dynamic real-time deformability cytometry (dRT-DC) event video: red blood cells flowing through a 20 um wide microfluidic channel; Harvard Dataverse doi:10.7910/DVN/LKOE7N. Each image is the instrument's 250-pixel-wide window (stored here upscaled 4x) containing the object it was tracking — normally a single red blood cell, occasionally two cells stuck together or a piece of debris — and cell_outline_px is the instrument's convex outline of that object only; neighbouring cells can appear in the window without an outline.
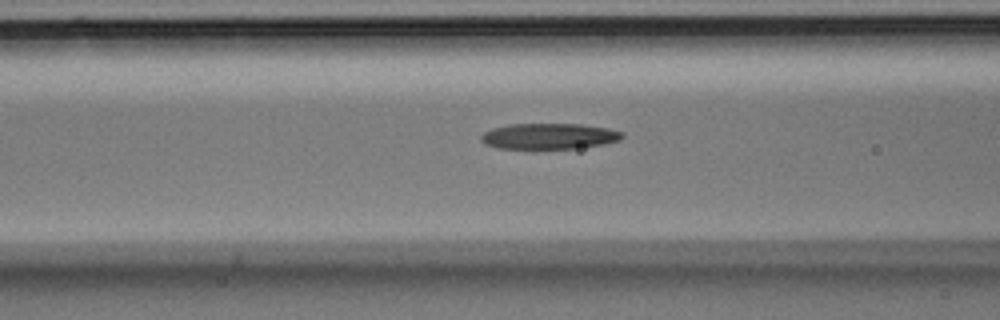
{"species": "Egyptian fruit bat (a non-hibernating species)", "species_latin": "Rousettus aegyptiacus", "temperature_condition": "room temperature", "stored_images_in_passage": 4, "camera_frame_rate_fps": 3000, "um_per_image_px": 0.085, "animal": {"sex": "male"}, "frame": {"image": 1, "passage_image": 4, "time_ms": 1.0, "image_size_px": [1000, 320], "cell_outline_px": [[624, 136], [620, 140], [604, 144], [576, 148], [496, 148], [484, 144], [480, 140], [480, 136], [484, 132], [492, 128], [512, 124], [580, 124], [608, 128], [620, 132]], "centroid_in_image_um": [46.64, 11.57], "position_along_channel_um": 120.0, "area_um2": 21.1}}